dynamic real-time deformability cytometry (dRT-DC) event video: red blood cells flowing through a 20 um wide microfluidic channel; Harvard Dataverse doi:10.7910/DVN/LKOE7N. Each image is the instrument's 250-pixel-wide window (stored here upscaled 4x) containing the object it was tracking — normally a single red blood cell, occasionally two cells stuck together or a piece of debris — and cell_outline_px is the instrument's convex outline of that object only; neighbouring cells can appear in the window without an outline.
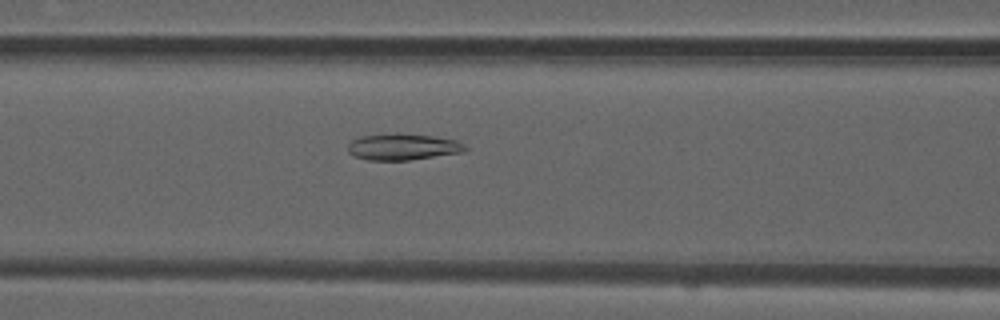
{"species": "common noctule bat (a hibernating species)", "species_latin": "Nyctalus noctula", "temperature_condition": "room temperature", "stored_images_in_passage": 31, "camera_frame_rate_fps": 3000, "um_per_image_px": 0.085, "animal": {"sex": "male", "forearm_length_mm": 52.5}, "frame": {"image": 1, "passage_image": 6, "time_ms": 1.667, "image_size_px": [1000, 320], "cell_outline_px": [[468, 148], [464, 152], [408, 160], [368, 160], [352, 156], [348, 152], [348, 144], [352, 140], [360, 136], [396, 132], [432, 136], [456, 140], [464, 144]], "centroid_in_image_um": [34.21, 12.47], "position_along_channel_um": 132.4, "area_um2": 18.26}}
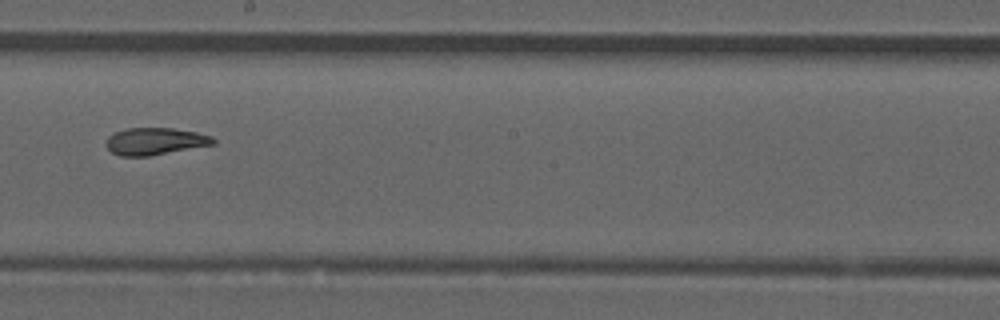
{"frame": {"image": 2, "passage_image": 14, "time_ms": 4.333, "image_size_px": [1000, 320], "cell_outline_px": [[216, 144], [148, 156], [120, 156], [112, 152], [104, 144], [108, 136], [116, 132], [128, 128], [172, 128], [196, 132], [212, 136], [216, 140]], "centroid_in_image_um": [13.19, 12.01], "position_along_channel_um": 235.0, "area_um2": 16.94}}
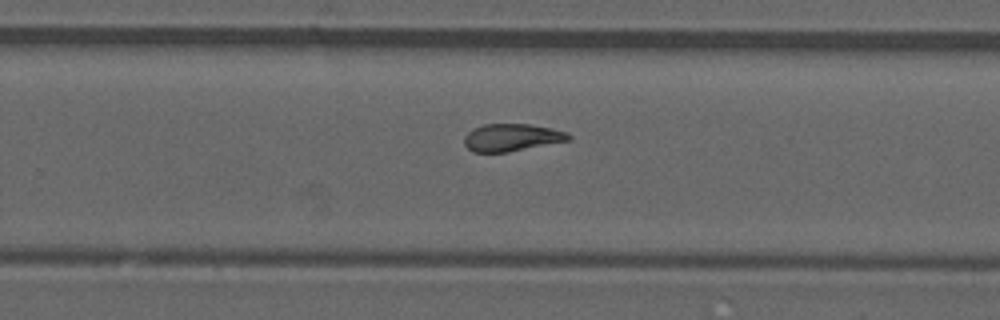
{"frame": {"image": 3, "passage_image": 18, "time_ms": 5.667, "image_size_px": [1000, 320], "cell_outline_px": [[572, 136], [568, 140], [508, 152], [472, 152], [464, 144], [464, 136], [472, 128], [484, 124], [528, 124], [552, 128], [568, 132]], "centroid_in_image_um": [43.47, 11.68], "position_along_channel_um": 286.3, "area_um2": 16.65}, "authors_computed_cell_mechanics": {"area_um2": 17.5134, "velocity_mm_per_s": 3.8595, "shape_relaxation_time_tau1_ms": null, "shape_relaxation_time_tau2_ms": 2.3736, "deformation_change_tau1": null, "deformation_change_tau2": 0.082}}